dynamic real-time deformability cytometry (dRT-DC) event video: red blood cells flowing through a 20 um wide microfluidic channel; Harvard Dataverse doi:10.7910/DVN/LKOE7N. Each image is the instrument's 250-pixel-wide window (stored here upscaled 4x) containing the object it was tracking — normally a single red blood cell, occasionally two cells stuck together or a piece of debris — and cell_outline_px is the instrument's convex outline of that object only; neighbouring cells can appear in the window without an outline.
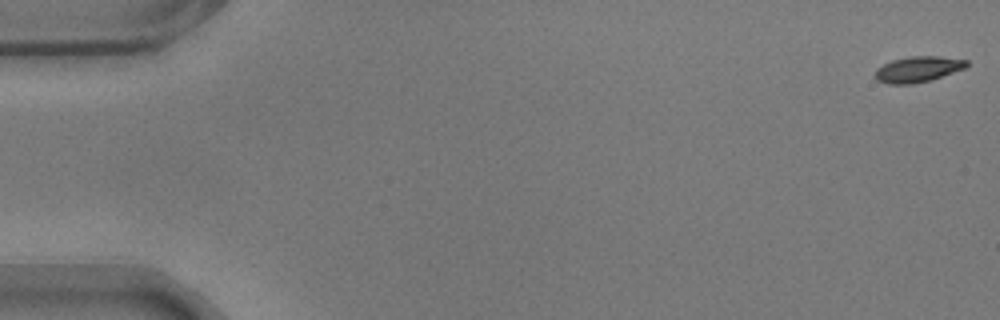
{"species": "common noctule bat (a hibernating species)", "species_latin": "Nyctalus noctula", "temperature_condition": "warm", "stored_images_in_passage": 58, "camera_frame_rate_fps": 3000, "um_per_image_px": 0.085, "animal": {"sex": "male", "body_mass_g": 17.9}, "frame": {"image": 1, "passage_image": 1, "time_ms": 0.0, "image_size_px": [1000, 320], "cell_outline_px": [[968, 64], [964, 68], [932, 80], [912, 84], [888, 84], [876, 80], [876, 68], [892, 60], [908, 56], [940, 56], [968, 60]], "centroid_in_image_um": [78.02, 5.88], "position_along_channel_um": 7.0, "area_um2": 13.76}}
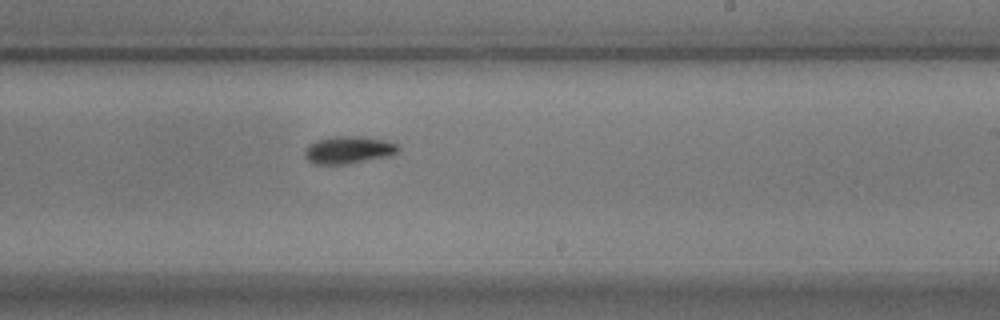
{"frame": {"image": 2, "passage_image": 35, "time_ms": 11.333, "image_size_px": [1000, 320], "cell_outline_px": [[400, 148], [392, 156], [348, 164], [312, 164], [304, 156], [304, 152], [308, 144], [316, 140], [332, 136], [364, 136], [384, 140], [396, 144]], "centroid_in_image_um": [29.61, 12.74], "position_along_channel_um": 259.4, "area_um2": 15.2}}
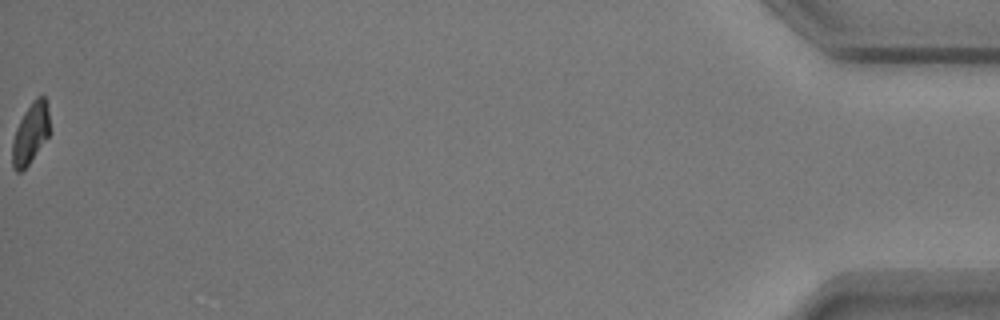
{"frame": {"image": 3, "passage_image": 58, "time_ms": 19.0, "image_size_px": [1000, 320], "cell_outline_px": [[48, 136], [28, 164], [20, 172], [16, 172], [12, 168], [12, 140], [16, 128], [24, 112], [32, 100], [36, 96], [44, 96], [48, 112]], "centroid_in_image_um": [2.55, 11.34], "position_along_channel_um": 432.7, "area_um2": 12.95}, "authors_computed_cell_mechanics": {"area_um2": 14.45, "velocity_mm_per_s": 3.5374, "shape_relaxation_time_tau1_ms": 2.2595, "shape_relaxation_time_tau2_ms": 6.0255, "deformation_change_tau1": 0.1358, "deformation_change_tau2": 0.1023}}